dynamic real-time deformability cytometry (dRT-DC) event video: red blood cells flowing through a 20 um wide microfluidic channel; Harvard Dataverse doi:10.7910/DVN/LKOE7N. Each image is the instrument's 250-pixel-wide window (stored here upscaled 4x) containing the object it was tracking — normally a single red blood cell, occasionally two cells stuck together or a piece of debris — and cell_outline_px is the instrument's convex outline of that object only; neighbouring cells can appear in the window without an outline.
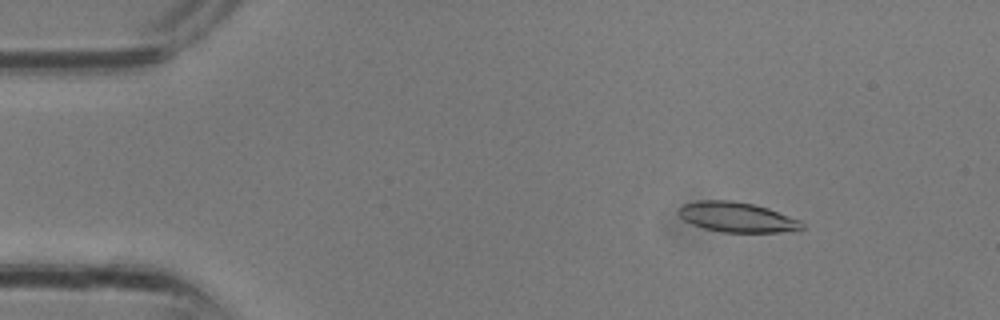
{"species": "common noctule bat (a hibernating species)", "species_latin": "Nyctalus noctula", "temperature_condition": "room temperature", "stored_images_in_passage": 14, "camera_frame_rate_fps": 3000, "um_per_image_px": 0.085, "animal": {"sex": "male", "body_mass_g": 13.3}, "frame": {"image": 1, "passage_image": 5, "time_ms": 1.333, "image_size_px": [1000, 320], "cell_outline_px": [[804, 228], [780, 232], [724, 232], [704, 228], [692, 224], [684, 220], [676, 212], [684, 204], [700, 200], [732, 200], [752, 204], [768, 208], [800, 220], [804, 224]], "centroid_in_image_um": [62.63, 18.45], "position_along_channel_um": 22.4, "area_um2": 21.39}}
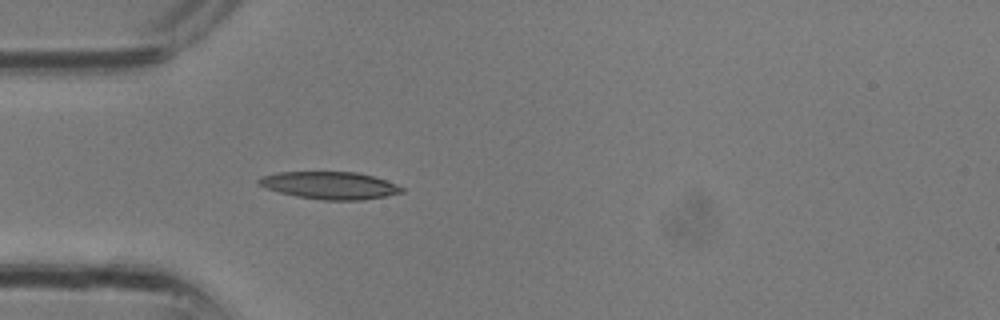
{"frame": {"image": 2, "passage_image": 10, "time_ms": 3.0, "image_size_px": [1000, 320], "cell_outline_px": [[404, 192], [364, 200], [324, 200], [296, 196], [264, 188], [256, 184], [256, 180], [260, 176], [276, 172], [356, 172], [372, 176], [396, 184], [404, 188]], "centroid_in_image_um": [27.97, 15.75], "position_along_channel_um": 57.0, "area_um2": 22.89}}
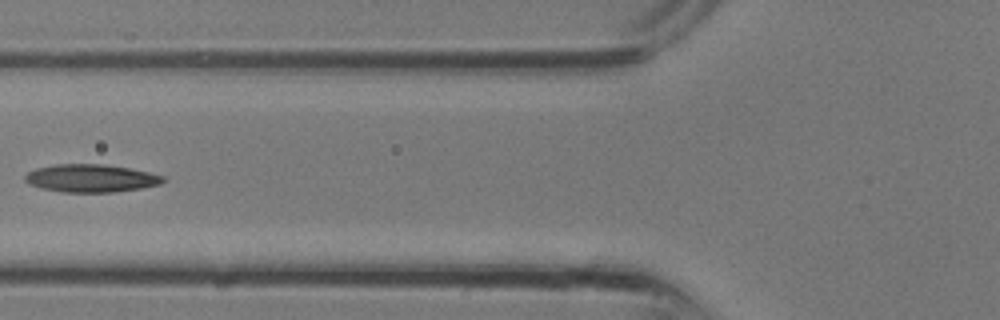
{"frame": {"image": 3, "passage_image": 13, "time_ms": 4.0, "image_size_px": [1000, 320], "cell_outline_px": [[164, 180], [160, 184], [140, 188], [112, 192], [60, 192], [28, 184], [24, 180], [24, 176], [28, 172], [36, 168], [56, 164], [100, 164], [128, 168], [148, 172], [164, 176]], "centroid_in_image_um": [7.69, 15.15], "position_along_channel_um": 118.1, "area_um2": 22.2}}